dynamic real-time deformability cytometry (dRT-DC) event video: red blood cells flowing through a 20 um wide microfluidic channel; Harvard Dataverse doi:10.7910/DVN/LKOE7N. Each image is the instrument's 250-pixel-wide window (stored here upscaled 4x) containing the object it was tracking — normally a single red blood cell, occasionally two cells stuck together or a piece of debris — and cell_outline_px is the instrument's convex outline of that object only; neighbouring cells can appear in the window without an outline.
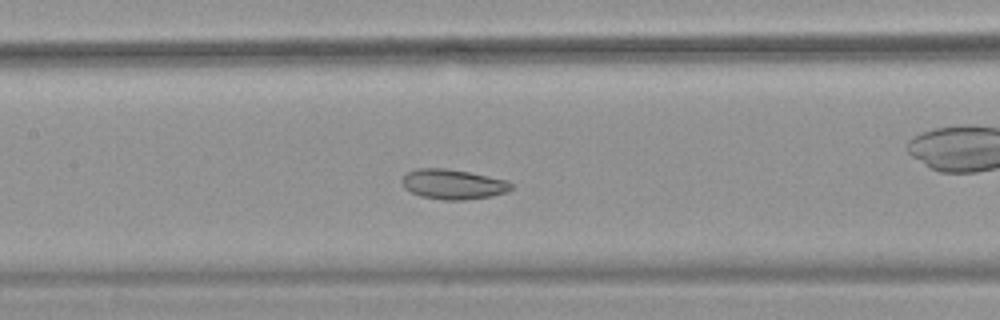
{"species": "common noctule bat (a hibernating species)", "species_latin": "Nyctalus noctula", "temperature_condition": "warm", "stored_images_in_passage": 42, "camera_frame_rate_fps": 3000, "um_per_image_px": 0.085, "animal": {"sex": "female", "body_mass_g": 18.4}, "frame": {"image": 1, "passage_image": 13, "time_ms": 4.0, "image_size_px": [1000, 320], "cell_outline_px": [[512, 188], [508, 192], [492, 196], [464, 200], [444, 200], [420, 196], [404, 188], [400, 180], [408, 172], [416, 168], [444, 168], [468, 172], [508, 180], [512, 184]], "centroid_in_image_um": [38.51, 15.66], "position_along_channel_um": 168.9, "area_um2": 19.13}}
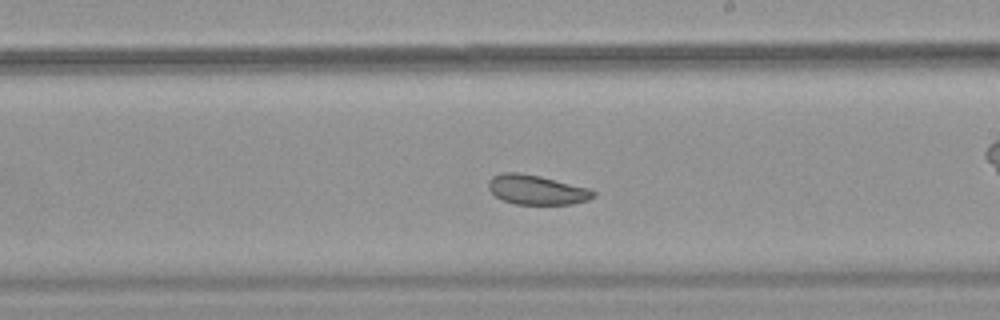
{"frame": {"image": 2, "passage_image": 19, "time_ms": 6.0, "image_size_px": [1000, 320], "cell_outline_px": [[596, 196], [588, 200], [572, 204], [516, 204], [504, 200], [496, 196], [488, 188], [488, 180], [492, 176], [500, 172], [516, 172], [540, 176], [588, 188], [596, 192]], "centroid_in_image_um": [45.61, 16.12], "position_along_channel_um": 243.4, "area_um2": 18.03}, "authors_computed_cell_mechanics": {"area_um2": 20.0855, "velocity_mm_per_s": 3.7504, "shape_relaxation_time_tau1_ms": 4.7895, "shape_relaxation_time_tau2_ms": 2.458, "deformation_change_tau1": 0.0624, "deformation_change_tau2": 0.0805}}